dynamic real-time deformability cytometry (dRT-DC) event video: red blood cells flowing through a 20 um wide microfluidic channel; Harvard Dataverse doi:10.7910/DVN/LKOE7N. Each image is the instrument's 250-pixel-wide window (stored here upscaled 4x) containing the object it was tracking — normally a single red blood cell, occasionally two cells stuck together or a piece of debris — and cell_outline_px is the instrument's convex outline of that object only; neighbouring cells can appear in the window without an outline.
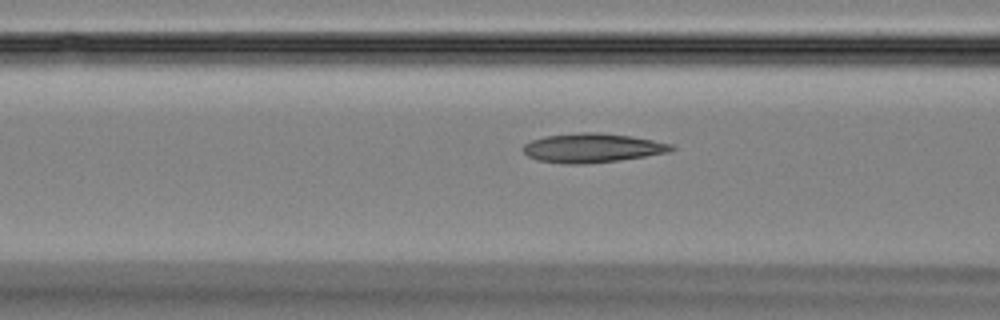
{"species": "Egyptian fruit bat (a non-hibernating species)", "species_latin": "Rousettus aegyptiacus", "temperature_condition": "room temperature", "stored_images_in_passage": 24, "camera_frame_rate_fps": 3000, "um_per_image_px": 0.085, "animal": {"sex": "female"}, "frame": {"image": 1, "passage_image": 19, "time_ms": 6.0, "image_size_px": [1000, 320], "cell_outline_px": [[676, 148], [668, 152], [620, 160], [584, 164], [564, 164], [536, 160], [528, 156], [520, 148], [524, 144], [532, 140], [544, 136], [580, 132], [600, 132], [632, 136], [672, 144]], "centroid_in_image_um": [50.3, 12.57], "position_along_channel_um": 116.3, "area_um2": 25.32}}
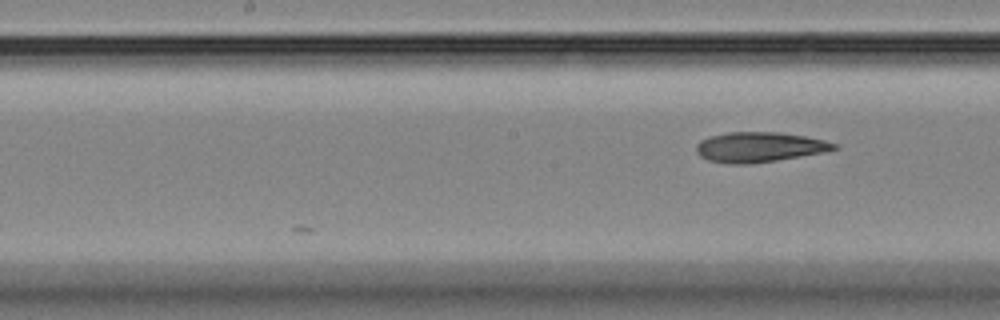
{"frame": {"image": 2, "passage_image": 24, "time_ms": 7.667, "image_size_px": [1000, 320], "cell_outline_px": [[840, 148], [824, 152], [776, 160], [748, 164], [728, 164], [708, 160], [700, 156], [696, 152], [696, 144], [700, 140], [708, 136], [728, 132], [780, 132], [804, 136], [824, 140], [836, 144]], "centroid_in_image_um": [64.5, 12.5], "position_along_channel_um": 183.7, "area_um2": 24.16}}